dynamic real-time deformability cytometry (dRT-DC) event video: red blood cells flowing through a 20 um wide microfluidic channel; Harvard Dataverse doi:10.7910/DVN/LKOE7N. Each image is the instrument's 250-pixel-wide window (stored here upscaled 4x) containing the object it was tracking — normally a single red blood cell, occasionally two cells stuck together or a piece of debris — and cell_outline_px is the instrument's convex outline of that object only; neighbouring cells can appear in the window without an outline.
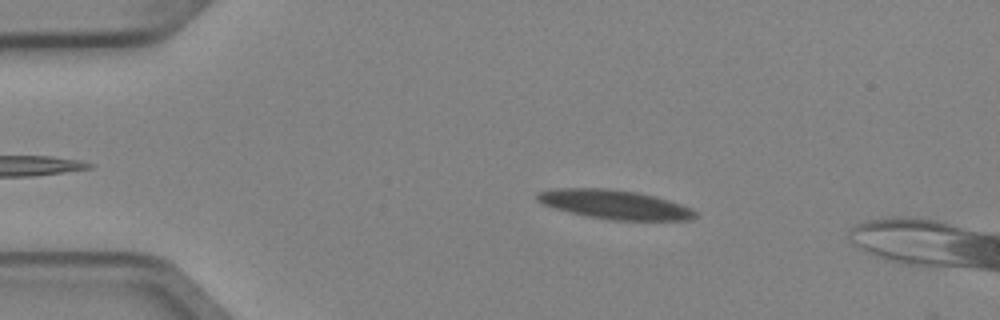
{"species": "Egyptian fruit bat (a non-hibernating species)", "species_latin": "Rousettus aegyptiacus", "temperature_condition": "cold", "stored_images_in_passage": 4, "camera_frame_rate_fps": 3000, "um_per_image_px": 0.085, "animal": {"sex": "female"}, "frame": {"image": 1, "passage_image": 2, "time_ms": 0.333, "image_size_px": [1000, 320], "cell_outline_px": [[696, 216], [692, 220], [612, 220], [588, 216], [556, 208], [544, 204], [536, 200], [536, 192], [556, 188], [608, 188], [636, 192], [656, 196], [692, 208], [696, 212]], "centroid_in_image_um": [52.26, 17.37], "position_along_channel_um": 32.7, "area_um2": 26.65}}